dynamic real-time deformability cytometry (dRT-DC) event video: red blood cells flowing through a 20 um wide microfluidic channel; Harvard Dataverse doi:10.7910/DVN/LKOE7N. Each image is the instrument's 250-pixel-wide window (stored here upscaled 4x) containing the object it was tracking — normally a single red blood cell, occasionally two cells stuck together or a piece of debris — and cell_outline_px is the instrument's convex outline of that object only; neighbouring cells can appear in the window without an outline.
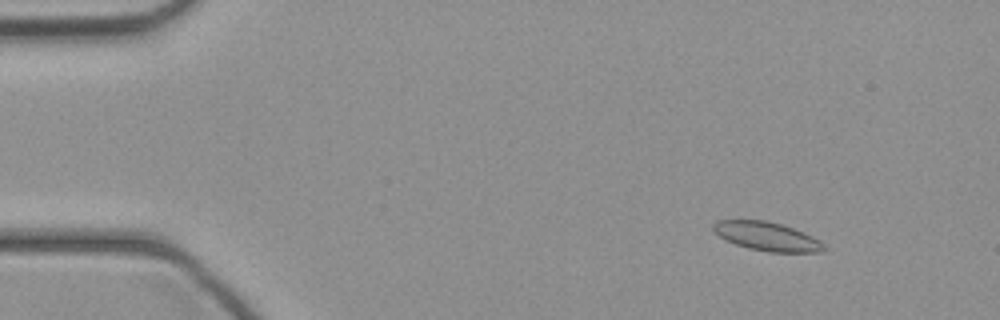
{"species": "common noctule bat (a hibernating species)", "species_latin": "Nyctalus noctula", "temperature_condition": "cold", "stored_images_in_passage": 46, "camera_frame_rate_fps": 3000, "um_per_image_px": 0.085, "animal": {"sex": "female", "body_mass_g": 21.9}, "frame": {"image": 1, "passage_image": 6, "time_ms": 1.667, "image_size_px": [1000, 320], "cell_outline_px": [[824, 252], [768, 252], [748, 248], [724, 240], [712, 228], [712, 224], [716, 220], [768, 220], [804, 232], [820, 240], [824, 244]], "centroid_in_image_um": [65.18, 20.09], "position_along_channel_um": 19.8, "area_um2": 18.55}}
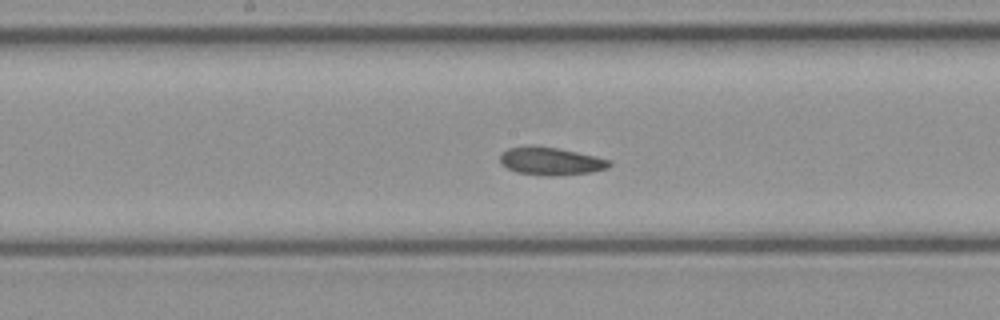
{"frame": {"image": 2, "passage_image": 24, "time_ms": 7.667, "image_size_px": [1000, 320], "cell_outline_px": [[612, 164], [608, 168], [592, 172], [548, 176], [516, 172], [500, 164], [500, 152], [508, 148], [528, 144], [536, 144], [596, 156], [612, 160]], "centroid_in_image_um": [46.78, 13.67], "position_along_channel_um": 201.4, "area_um2": 18.03}}
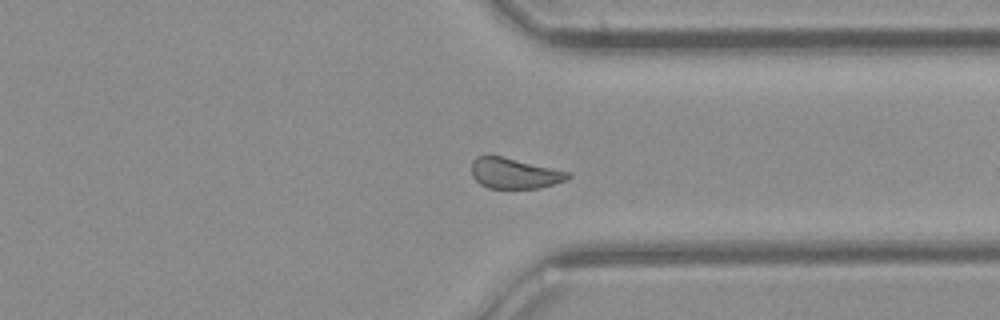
{"frame": {"image": 3, "passage_image": 35, "time_ms": 11.333, "image_size_px": [1000, 320], "cell_outline_px": [[572, 176], [564, 180], [540, 188], [488, 188], [480, 184], [472, 176], [472, 160], [476, 156], [504, 156], [572, 172]], "centroid_in_image_um": [43.74, 14.72], "position_along_channel_um": 367.7, "area_um2": 17.28}}